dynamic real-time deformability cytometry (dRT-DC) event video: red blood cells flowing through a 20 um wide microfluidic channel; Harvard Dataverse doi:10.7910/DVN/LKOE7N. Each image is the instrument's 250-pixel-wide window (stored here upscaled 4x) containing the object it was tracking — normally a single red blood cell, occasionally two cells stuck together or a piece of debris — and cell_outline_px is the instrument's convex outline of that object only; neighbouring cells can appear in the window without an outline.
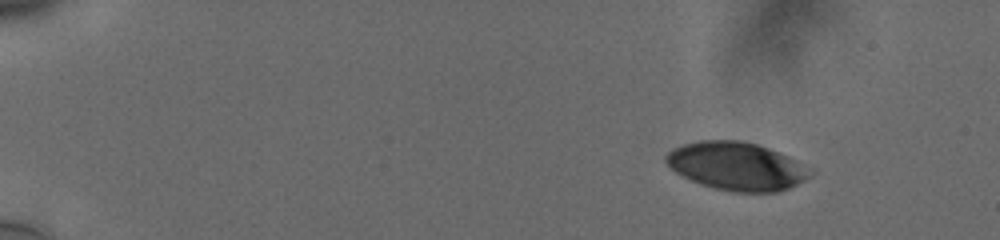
{"species": "human", "species_latin": "Homo sapiens", "temperature_condition": "cold", "stored_images_in_passage": 49, "camera_frame_rate_fps": 3000, "um_per_image_px": 0.085, "donor": {"sex": "male"}, "frame": {"image": 1, "passage_image": 1, "time_ms": 0.0, "image_size_px": [1000, 240], "cell_outline_px": [[816, 172], [812, 176], [788, 188], [776, 192], [736, 192], [716, 188], [692, 180], [676, 172], [664, 160], [664, 156], [672, 148], [684, 144], [700, 140], [744, 140], [780, 152], [816, 168]], "centroid_in_image_um": [62.7, 14.11], "position_along_channel_um": 22.3, "area_um2": 40.69}}
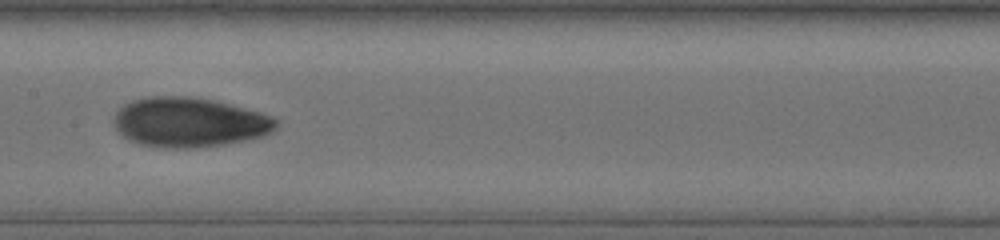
{"frame": {"image": 2, "passage_image": 25, "time_ms": 8.0, "image_size_px": [1000, 240], "cell_outline_px": [[280, 120], [276, 128], [272, 132], [260, 136], [244, 140], [224, 144], [196, 148], [164, 148], [140, 144], [128, 140], [116, 128], [112, 120], [116, 112], [124, 104], [132, 100], [148, 96], [188, 96], [212, 100], [260, 112], [272, 116]], "centroid_in_image_um": [16.07, 10.39], "position_along_channel_um": 191.3, "area_um2": 46.99}}
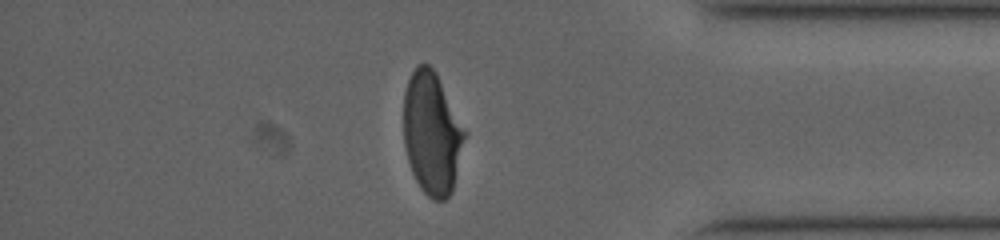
{"frame": {"image": 3, "passage_image": 43, "time_ms": 14.0, "image_size_px": [1000, 240], "cell_outline_px": [[468, 132], [452, 192], [444, 200], [432, 200], [420, 188], [412, 172], [408, 160], [404, 144], [404, 92], [408, 80], [416, 64], [428, 64], [436, 72]], "centroid_in_image_um": [36.74, 11.32], "position_along_channel_um": 398.5, "area_um2": 44.1}, "authors_computed_cell_mechanics": {"area_um2": 44.1014, "velocity_mm_per_s": 3.7686, "shape_relaxation_time_tau1_ms": 4.4582, "shape_relaxation_time_tau2_ms": 1.5312, "deformation_change_tau1": 0.1906, "deformation_change_tau2": 0.058}}